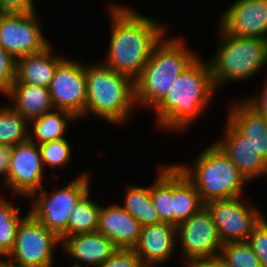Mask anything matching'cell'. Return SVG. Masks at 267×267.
I'll use <instances>...</instances> for the list:
<instances>
[{"instance_id": "10", "label": "cell", "mask_w": 267, "mask_h": 267, "mask_svg": "<svg viewBox=\"0 0 267 267\" xmlns=\"http://www.w3.org/2000/svg\"><path fill=\"white\" fill-rule=\"evenodd\" d=\"M36 15L37 11L0 13V45L15 59L40 53L51 45Z\"/></svg>"}, {"instance_id": "27", "label": "cell", "mask_w": 267, "mask_h": 267, "mask_svg": "<svg viewBox=\"0 0 267 267\" xmlns=\"http://www.w3.org/2000/svg\"><path fill=\"white\" fill-rule=\"evenodd\" d=\"M28 123L10 105L0 106V145L15 146L28 140Z\"/></svg>"}, {"instance_id": "8", "label": "cell", "mask_w": 267, "mask_h": 267, "mask_svg": "<svg viewBox=\"0 0 267 267\" xmlns=\"http://www.w3.org/2000/svg\"><path fill=\"white\" fill-rule=\"evenodd\" d=\"M59 244L60 237L28 211L18 224L15 244L5 258L19 267H53L54 249Z\"/></svg>"}, {"instance_id": "5", "label": "cell", "mask_w": 267, "mask_h": 267, "mask_svg": "<svg viewBox=\"0 0 267 267\" xmlns=\"http://www.w3.org/2000/svg\"><path fill=\"white\" fill-rule=\"evenodd\" d=\"M194 163L191 167L178 163L175 165L195 186L204 204L240 197L244 193V184L248 181L216 143L205 148Z\"/></svg>"}, {"instance_id": "26", "label": "cell", "mask_w": 267, "mask_h": 267, "mask_svg": "<svg viewBox=\"0 0 267 267\" xmlns=\"http://www.w3.org/2000/svg\"><path fill=\"white\" fill-rule=\"evenodd\" d=\"M88 190L77 202L67 223V236L98 230L101 205L91 200Z\"/></svg>"}, {"instance_id": "4", "label": "cell", "mask_w": 267, "mask_h": 267, "mask_svg": "<svg viewBox=\"0 0 267 267\" xmlns=\"http://www.w3.org/2000/svg\"><path fill=\"white\" fill-rule=\"evenodd\" d=\"M85 75V116L92 114L112 124L125 123L136 108L134 81L99 62L86 65Z\"/></svg>"}, {"instance_id": "38", "label": "cell", "mask_w": 267, "mask_h": 267, "mask_svg": "<svg viewBox=\"0 0 267 267\" xmlns=\"http://www.w3.org/2000/svg\"><path fill=\"white\" fill-rule=\"evenodd\" d=\"M0 267H19V266H17L16 264L10 262L7 259L4 260V259L0 258Z\"/></svg>"}, {"instance_id": "17", "label": "cell", "mask_w": 267, "mask_h": 267, "mask_svg": "<svg viewBox=\"0 0 267 267\" xmlns=\"http://www.w3.org/2000/svg\"><path fill=\"white\" fill-rule=\"evenodd\" d=\"M61 246L74 262L77 261L72 267H82L79 262L98 267L119 249L98 231L63 237Z\"/></svg>"}, {"instance_id": "29", "label": "cell", "mask_w": 267, "mask_h": 267, "mask_svg": "<svg viewBox=\"0 0 267 267\" xmlns=\"http://www.w3.org/2000/svg\"><path fill=\"white\" fill-rule=\"evenodd\" d=\"M219 258L227 267H261L258 257L247 241L222 244Z\"/></svg>"}, {"instance_id": "34", "label": "cell", "mask_w": 267, "mask_h": 267, "mask_svg": "<svg viewBox=\"0 0 267 267\" xmlns=\"http://www.w3.org/2000/svg\"><path fill=\"white\" fill-rule=\"evenodd\" d=\"M37 11L30 0H0V13H28Z\"/></svg>"}, {"instance_id": "12", "label": "cell", "mask_w": 267, "mask_h": 267, "mask_svg": "<svg viewBox=\"0 0 267 267\" xmlns=\"http://www.w3.org/2000/svg\"><path fill=\"white\" fill-rule=\"evenodd\" d=\"M48 88L55 109L70 111L78 119L85 117L87 97L85 65L64 58L58 64Z\"/></svg>"}, {"instance_id": "19", "label": "cell", "mask_w": 267, "mask_h": 267, "mask_svg": "<svg viewBox=\"0 0 267 267\" xmlns=\"http://www.w3.org/2000/svg\"><path fill=\"white\" fill-rule=\"evenodd\" d=\"M51 45L40 53L16 59L13 84H32L48 88L58 64L64 59L53 53Z\"/></svg>"}, {"instance_id": "32", "label": "cell", "mask_w": 267, "mask_h": 267, "mask_svg": "<svg viewBox=\"0 0 267 267\" xmlns=\"http://www.w3.org/2000/svg\"><path fill=\"white\" fill-rule=\"evenodd\" d=\"M16 59L0 45V93L6 95L14 83Z\"/></svg>"}, {"instance_id": "22", "label": "cell", "mask_w": 267, "mask_h": 267, "mask_svg": "<svg viewBox=\"0 0 267 267\" xmlns=\"http://www.w3.org/2000/svg\"><path fill=\"white\" fill-rule=\"evenodd\" d=\"M204 203L192 182L173 163V211L174 226L188 220Z\"/></svg>"}, {"instance_id": "6", "label": "cell", "mask_w": 267, "mask_h": 267, "mask_svg": "<svg viewBox=\"0 0 267 267\" xmlns=\"http://www.w3.org/2000/svg\"><path fill=\"white\" fill-rule=\"evenodd\" d=\"M218 27L221 45L215 57L208 61L216 89L224 81L247 80L264 69L267 64V39L239 37Z\"/></svg>"}, {"instance_id": "28", "label": "cell", "mask_w": 267, "mask_h": 267, "mask_svg": "<svg viewBox=\"0 0 267 267\" xmlns=\"http://www.w3.org/2000/svg\"><path fill=\"white\" fill-rule=\"evenodd\" d=\"M11 203L0 197V258L6 257L12 250L18 224L24 218L19 215L20 208Z\"/></svg>"}, {"instance_id": "36", "label": "cell", "mask_w": 267, "mask_h": 267, "mask_svg": "<svg viewBox=\"0 0 267 267\" xmlns=\"http://www.w3.org/2000/svg\"><path fill=\"white\" fill-rule=\"evenodd\" d=\"M13 146L0 145V175H4V184L7 183L12 157Z\"/></svg>"}, {"instance_id": "14", "label": "cell", "mask_w": 267, "mask_h": 267, "mask_svg": "<svg viewBox=\"0 0 267 267\" xmlns=\"http://www.w3.org/2000/svg\"><path fill=\"white\" fill-rule=\"evenodd\" d=\"M220 16L226 33L267 39V0H236Z\"/></svg>"}, {"instance_id": "23", "label": "cell", "mask_w": 267, "mask_h": 267, "mask_svg": "<svg viewBox=\"0 0 267 267\" xmlns=\"http://www.w3.org/2000/svg\"><path fill=\"white\" fill-rule=\"evenodd\" d=\"M76 119L77 117L70 111L54 108V111L46 112L39 118L29 122L30 124L33 123L34 127L32 128L33 131L28 132V139L37 145L65 139L63 135L66 132L68 121L71 122Z\"/></svg>"}, {"instance_id": "35", "label": "cell", "mask_w": 267, "mask_h": 267, "mask_svg": "<svg viewBox=\"0 0 267 267\" xmlns=\"http://www.w3.org/2000/svg\"><path fill=\"white\" fill-rule=\"evenodd\" d=\"M265 85L263 87V91L260 96L258 94L256 96H252L250 99H245L244 101L254 109L259 115L263 118L267 119V77L265 78Z\"/></svg>"}, {"instance_id": "9", "label": "cell", "mask_w": 267, "mask_h": 267, "mask_svg": "<svg viewBox=\"0 0 267 267\" xmlns=\"http://www.w3.org/2000/svg\"><path fill=\"white\" fill-rule=\"evenodd\" d=\"M240 197L218 199L204 206L210 212L222 244L247 241L254 228L264 218L255 206L246 205Z\"/></svg>"}, {"instance_id": "20", "label": "cell", "mask_w": 267, "mask_h": 267, "mask_svg": "<svg viewBox=\"0 0 267 267\" xmlns=\"http://www.w3.org/2000/svg\"><path fill=\"white\" fill-rule=\"evenodd\" d=\"M242 101L230 106L227 120L267 160V119Z\"/></svg>"}, {"instance_id": "30", "label": "cell", "mask_w": 267, "mask_h": 267, "mask_svg": "<svg viewBox=\"0 0 267 267\" xmlns=\"http://www.w3.org/2000/svg\"><path fill=\"white\" fill-rule=\"evenodd\" d=\"M44 167L51 168L66 166L71 159V146L67 139L53 140L38 145Z\"/></svg>"}, {"instance_id": "15", "label": "cell", "mask_w": 267, "mask_h": 267, "mask_svg": "<svg viewBox=\"0 0 267 267\" xmlns=\"http://www.w3.org/2000/svg\"><path fill=\"white\" fill-rule=\"evenodd\" d=\"M225 134L215 143L232 160L239 172L249 182L254 178L267 175V160L228 120Z\"/></svg>"}, {"instance_id": "33", "label": "cell", "mask_w": 267, "mask_h": 267, "mask_svg": "<svg viewBox=\"0 0 267 267\" xmlns=\"http://www.w3.org/2000/svg\"><path fill=\"white\" fill-rule=\"evenodd\" d=\"M98 267H147L133 249L119 248Z\"/></svg>"}, {"instance_id": "37", "label": "cell", "mask_w": 267, "mask_h": 267, "mask_svg": "<svg viewBox=\"0 0 267 267\" xmlns=\"http://www.w3.org/2000/svg\"><path fill=\"white\" fill-rule=\"evenodd\" d=\"M186 267H227L226 264L219 258H208L191 262Z\"/></svg>"}, {"instance_id": "18", "label": "cell", "mask_w": 267, "mask_h": 267, "mask_svg": "<svg viewBox=\"0 0 267 267\" xmlns=\"http://www.w3.org/2000/svg\"><path fill=\"white\" fill-rule=\"evenodd\" d=\"M141 227V224L122 205L101 206L97 231L118 248L132 249L137 244Z\"/></svg>"}, {"instance_id": "3", "label": "cell", "mask_w": 267, "mask_h": 267, "mask_svg": "<svg viewBox=\"0 0 267 267\" xmlns=\"http://www.w3.org/2000/svg\"><path fill=\"white\" fill-rule=\"evenodd\" d=\"M199 55L183 39L163 38L153 48L150 58L134 80L136 106L154 109L167 95L176 78Z\"/></svg>"}, {"instance_id": "24", "label": "cell", "mask_w": 267, "mask_h": 267, "mask_svg": "<svg viewBox=\"0 0 267 267\" xmlns=\"http://www.w3.org/2000/svg\"><path fill=\"white\" fill-rule=\"evenodd\" d=\"M150 196L161 222L174 225L173 164L159 169L157 179L150 185Z\"/></svg>"}, {"instance_id": "11", "label": "cell", "mask_w": 267, "mask_h": 267, "mask_svg": "<svg viewBox=\"0 0 267 267\" xmlns=\"http://www.w3.org/2000/svg\"><path fill=\"white\" fill-rule=\"evenodd\" d=\"M176 238L181 243L185 267L193 261L219 257L222 243L205 206L176 227Z\"/></svg>"}, {"instance_id": "31", "label": "cell", "mask_w": 267, "mask_h": 267, "mask_svg": "<svg viewBox=\"0 0 267 267\" xmlns=\"http://www.w3.org/2000/svg\"><path fill=\"white\" fill-rule=\"evenodd\" d=\"M260 261L261 267H267V220L264 217L247 239Z\"/></svg>"}, {"instance_id": "25", "label": "cell", "mask_w": 267, "mask_h": 267, "mask_svg": "<svg viewBox=\"0 0 267 267\" xmlns=\"http://www.w3.org/2000/svg\"><path fill=\"white\" fill-rule=\"evenodd\" d=\"M125 189L122 207L131 214L141 226L161 222L158 211L151 201L150 186L140 187L126 185Z\"/></svg>"}, {"instance_id": "2", "label": "cell", "mask_w": 267, "mask_h": 267, "mask_svg": "<svg viewBox=\"0 0 267 267\" xmlns=\"http://www.w3.org/2000/svg\"><path fill=\"white\" fill-rule=\"evenodd\" d=\"M200 57L176 78L165 98L154 108L160 128L185 131L211 102L217 89L209 63Z\"/></svg>"}, {"instance_id": "16", "label": "cell", "mask_w": 267, "mask_h": 267, "mask_svg": "<svg viewBox=\"0 0 267 267\" xmlns=\"http://www.w3.org/2000/svg\"><path fill=\"white\" fill-rule=\"evenodd\" d=\"M176 227L160 222L141 227L137 244L132 248L147 267L169 260L175 251Z\"/></svg>"}, {"instance_id": "1", "label": "cell", "mask_w": 267, "mask_h": 267, "mask_svg": "<svg viewBox=\"0 0 267 267\" xmlns=\"http://www.w3.org/2000/svg\"><path fill=\"white\" fill-rule=\"evenodd\" d=\"M111 38L103 64L133 81L150 58L155 45L165 36L162 23L122 5L109 11Z\"/></svg>"}, {"instance_id": "7", "label": "cell", "mask_w": 267, "mask_h": 267, "mask_svg": "<svg viewBox=\"0 0 267 267\" xmlns=\"http://www.w3.org/2000/svg\"><path fill=\"white\" fill-rule=\"evenodd\" d=\"M89 180V176L84 172L64 187L52 192V195L45 191L43 186L30 197L34 201H31L33 205L29 212L60 239L66 237L70 214L79 199L90 190Z\"/></svg>"}, {"instance_id": "13", "label": "cell", "mask_w": 267, "mask_h": 267, "mask_svg": "<svg viewBox=\"0 0 267 267\" xmlns=\"http://www.w3.org/2000/svg\"><path fill=\"white\" fill-rule=\"evenodd\" d=\"M44 165L39 146L29 139L13 146L8 180L5 184L15 195L30 198L43 185Z\"/></svg>"}, {"instance_id": "21", "label": "cell", "mask_w": 267, "mask_h": 267, "mask_svg": "<svg viewBox=\"0 0 267 267\" xmlns=\"http://www.w3.org/2000/svg\"><path fill=\"white\" fill-rule=\"evenodd\" d=\"M19 112L28 122L39 118L44 113L54 110L49 88L32 84H13L6 94Z\"/></svg>"}]
</instances>
